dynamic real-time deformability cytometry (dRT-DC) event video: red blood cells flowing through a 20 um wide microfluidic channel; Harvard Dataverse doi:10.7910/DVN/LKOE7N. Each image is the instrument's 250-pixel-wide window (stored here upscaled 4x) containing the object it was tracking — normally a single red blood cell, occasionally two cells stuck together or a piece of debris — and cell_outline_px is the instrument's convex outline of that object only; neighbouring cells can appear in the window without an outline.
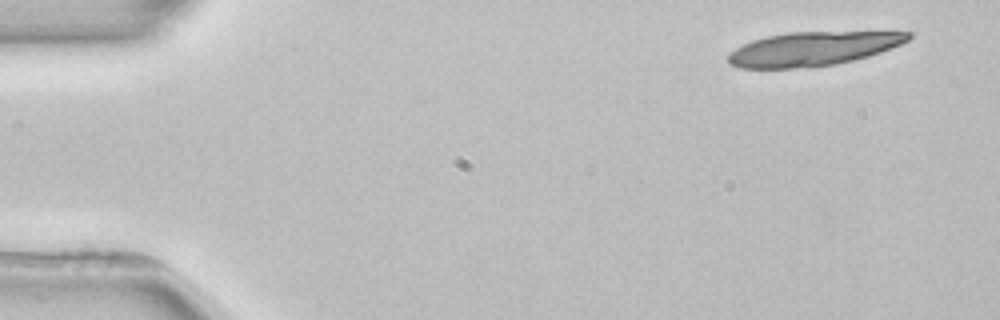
{"species": "common noctule bat (a hibernating species)", "species_latin": "Nyctalus noctula", "temperature_condition": "room temperature", "stored_images_in_passage": 4, "camera_frame_rate_fps": 3000, "um_per_image_px": 0.085, "animal": {"sex": "female", "body_mass_g": 22.7, "forearm_length_mm": 54.2}, "frame": {"image": 1, "passage_image": 1, "time_ms": 0.0, "image_size_px": [1000, 320], "cell_outline_px": [[912, 36], [908, 40], [892, 48], [868, 56], [852, 60], [832, 64], [808, 68], [740, 68], [728, 64], [728, 52], [752, 40], [768, 36], [788, 32], [912, 32]], "centroid_in_image_um": [69.05, 4.15], "position_along_channel_um": 15.9, "area_um2": 35.49}}
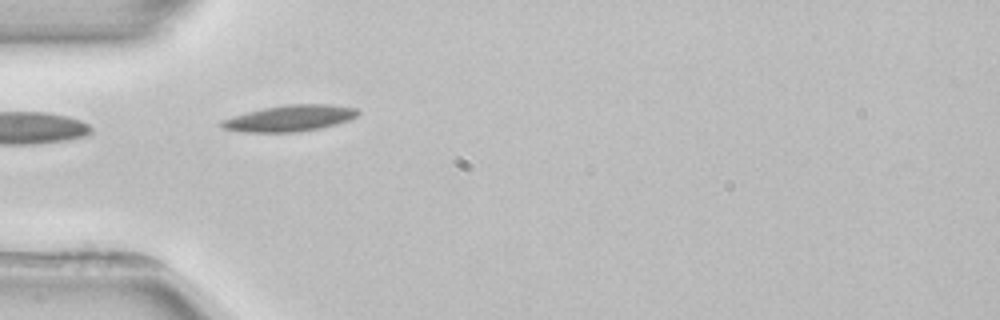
{"frame": {"image": 2, "passage_image": 4, "time_ms": 4.333, "image_size_px": [1000, 320], "cell_outline_px": [[360, 112], [356, 116], [348, 120], [336, 124], [320, 128], [296, 132], [240, 132], [224, 128], [216, 124], [220, 120], [232, 116], [264, 108], [288, 104], [328, 104], [360, 108]], "centroid_in_image_um": [24.61, 10.05], "position_along_channel_um": 60.4, "area_um2": 20.92}}